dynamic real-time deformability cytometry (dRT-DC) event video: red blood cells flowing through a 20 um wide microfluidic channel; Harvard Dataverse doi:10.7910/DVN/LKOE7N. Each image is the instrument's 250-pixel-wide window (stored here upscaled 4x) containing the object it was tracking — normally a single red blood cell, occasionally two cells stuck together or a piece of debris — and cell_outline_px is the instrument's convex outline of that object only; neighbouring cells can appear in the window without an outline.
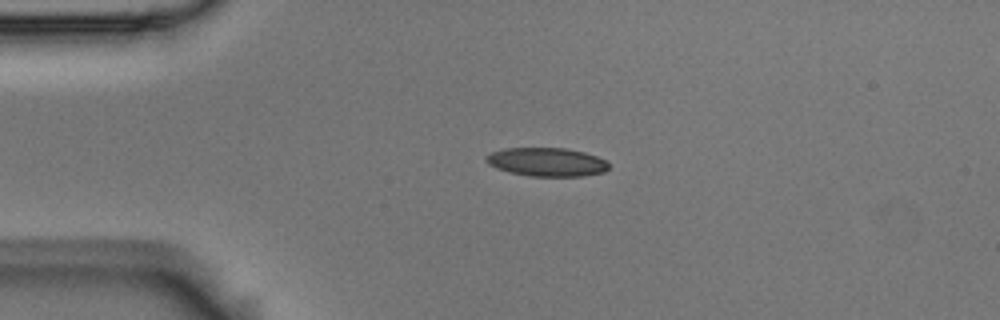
{"species": "Egyptian fruit bat (a non-hibernating species)", "species_latin": "Rousettus aegyptiacus", "temperature_condition": "room temperature", "stored_images_in_passage": 3, "camera_frame_rate_fps": 3000, "um_per_image_px": 0.085, "animal": {"sex": "male"}, "frame": {"image": 1, "passage_image": 3, "time_ms": 0.667, "image_size_px": [1000, 320], "cell_outline_px": [[608, 168], [604, 172], [584, 176], [532, 176], [508, 172], [496, 168], [488, 164], [484, 160], [484, 156], [492, 152], [504, 148], [564, 148], [584, 152], [596, 156], [604, 160], [608, 164]], "centroid_in_image_um": [46.43, 13.77], "position_along_channel_um": 38.6, "area_um2": 20.46}}